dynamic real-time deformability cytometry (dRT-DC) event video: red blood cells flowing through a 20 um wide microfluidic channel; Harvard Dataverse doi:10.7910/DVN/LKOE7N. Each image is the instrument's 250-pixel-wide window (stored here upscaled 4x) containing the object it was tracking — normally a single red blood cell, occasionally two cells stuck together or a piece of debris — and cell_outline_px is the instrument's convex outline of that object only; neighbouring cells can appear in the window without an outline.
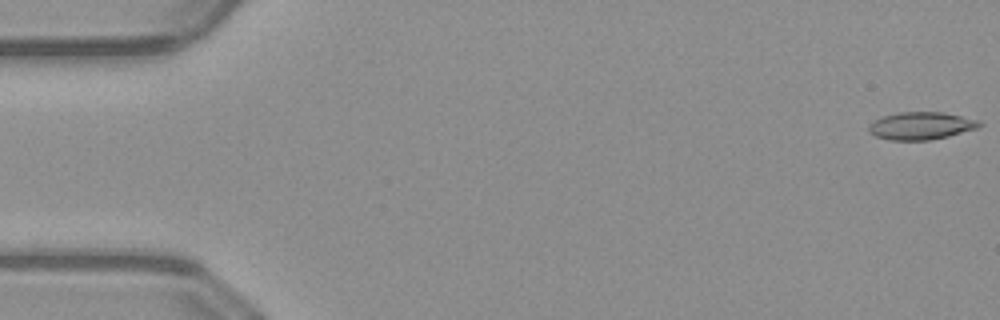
{"species": "common noctule bat (a hibernating species)", "species_latin": "Nyctalus noctula", "temperature_condition": "warm", "stored_images_in_passage": 51, "camera_frame_rate_fps": 3000, "um_per_image_px": 0.085, "animal": {"sex": "male", "body_mass_g": 23.1, "forearm_length_mm": 52.7}, "frame": {"image": 1, "passage_image": 1, "time_ms": 0.0, "image_size_px": [1000, 320], "cell_outline_px": [[984, 124], [976, 128], [948, 136], [928, 140], [888, 140], [876, 136], [868, 132], [868, 128], [876, 120], [884, 116], [900, 112], [944, 112], [980, 120]], "centroid_in_image_um": [78.32, 10.69], "position_along_channel_um": 6.7, "area_um2": 17.63}}
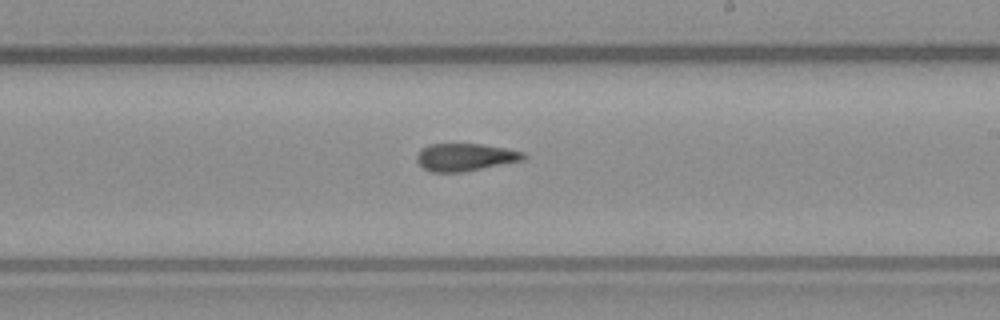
{"frame": {"image": 2, "passage_image": 30, "time_ms": 9.667, "image_size_px": [1000, 320], "cell_outline_px": [[528, 156], [524, 160], [464, 172], [432, 172], [424, 168], [416, 160], [416, 156], [420, 148], [428, 144], [480, 144], [504, 148], [524, 152]], "centroid_in_image_um": [39.53, 13.36], "position_along_channel_um": 249.5, "area_um2": 17.22}}
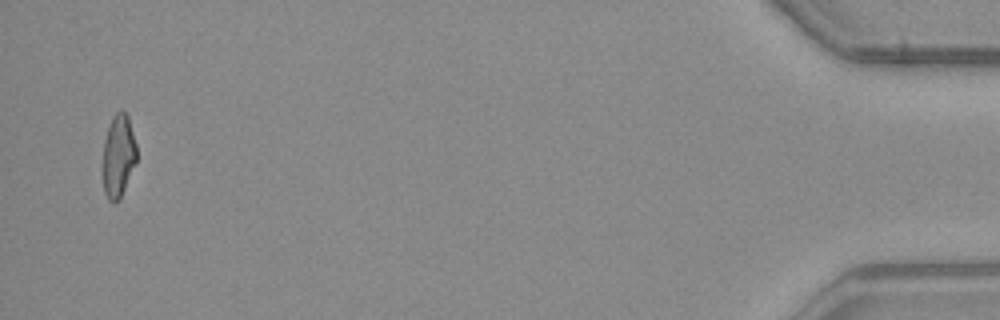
{"frame": {"image": 3, "passage_image": 50, "time_ms": 16.333, "image_size_px": [1000, 320], "cell_outline_px": [[136, 160], [120, 200], [108, 200], [104, 192], [100, 172], [100, 164], [104, 140], [112, 116], [116, 112], [124, 112], [128, 116], [136, 144]], "centroid_in_image_um": [10.0, 13.29], "position_along_channel_um": 425.2, "area_um2": 16.7}, "authors_computed_cell_mechanics": {"area_um2": 17.5712, "velocity_mm_per_s": 4.0583, "shape_relaxation_time_tau1_ms": null, "shape_relaxation_time_tau2_ms": 3.3212, "deformation_change_tau1": null, "deformation_change_tau2": 0.1305}}